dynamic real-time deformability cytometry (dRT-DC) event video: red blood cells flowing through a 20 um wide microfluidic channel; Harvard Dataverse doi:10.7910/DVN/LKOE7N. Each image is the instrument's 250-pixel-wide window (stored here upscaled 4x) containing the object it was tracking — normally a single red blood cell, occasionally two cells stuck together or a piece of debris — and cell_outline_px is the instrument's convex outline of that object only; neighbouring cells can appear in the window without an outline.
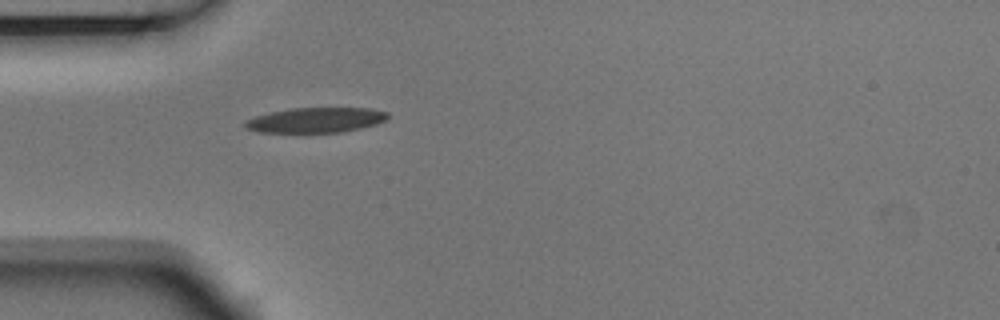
{"species": "Egyptian fruit bat (a non-hibernating species)", "species_latin": "Rousettus aegyptiacus", "temperature_condition": "room temperature", "stored_images_in_passage": 40, "camera_frame_rate_fps": 3000, "um_per_image_px": 0.085, "animal": {"sex": "male"}, "frame": {"image": 1, "passage_image": 1, "time_ms": 0.0, "image_size_px": [1000, 320], "cell_outline_px": [[388, 120], [376, 124], [344, 132], [260, 132], [244, 128], [244, 120], [256, 116], [288, 108], [368, 108], [388, 112]], "centroid_in_image_um": [26.85, 10.2], "position_along_channel_um": 58.2, "area_um2": 20.87}}
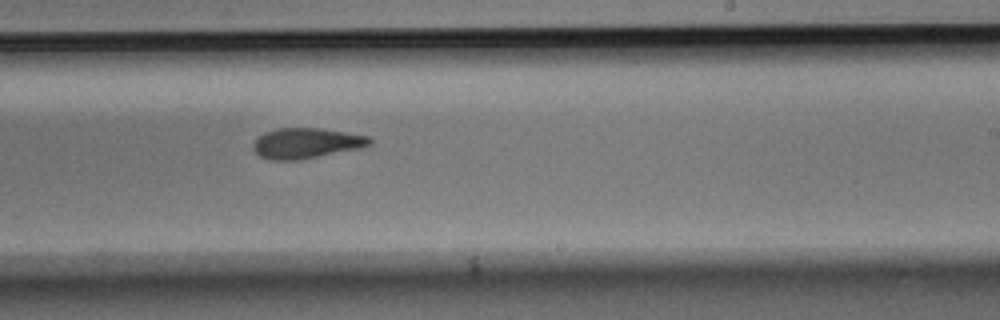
{"frame": {"image": 2, "passage_image": 18, "time_ms": 5.667, "image_size_px": [1000, 320], "cell_outline_px": [[372, 144], [360, 148], [300, 160], [268, 160], [260, 156], [252, 148], [252, 144], [264, 132], [276, 128], [320, 128], [368, 136], [372, 140]], "centroid_in_image_um": [26.01, 12.17], "position_along_channel_um": 263.0, "area_um2": 20.63}}
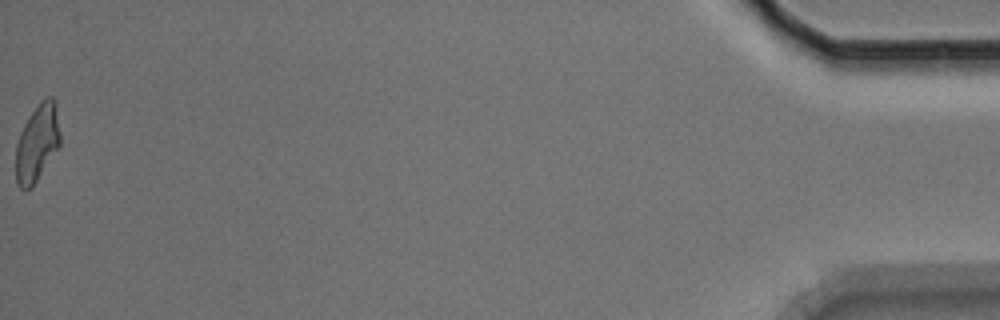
{"frame": {"image": 3, "passage_image": 40, "time_ms": 13.0, "image_size_px": [1000, 320], "cell_outline_px": [[60, 144], [32, 188], [24, 192], [16, 184], [16, 144], [20, 132], [28, 116], [40, 100], [48, 96], [52, 96], [56, 100], [60, 132]], "centroid_in_image_um": [3.16, 12.14], "position_along_channel_um": 432.0, "area_um2": 20.29}, "authors_computed_cell_mechanics": {"area_um2": 20.8947, "velocity_mm_per_s": 3.6732, "shape_relaxation_time_tau1_ms": 6.8342, "shape_relaxation_time_tau2_ms": 4.0181, "deformation_change_tau1": 0.1859, "deformation_change_tau2": 0.1305}}